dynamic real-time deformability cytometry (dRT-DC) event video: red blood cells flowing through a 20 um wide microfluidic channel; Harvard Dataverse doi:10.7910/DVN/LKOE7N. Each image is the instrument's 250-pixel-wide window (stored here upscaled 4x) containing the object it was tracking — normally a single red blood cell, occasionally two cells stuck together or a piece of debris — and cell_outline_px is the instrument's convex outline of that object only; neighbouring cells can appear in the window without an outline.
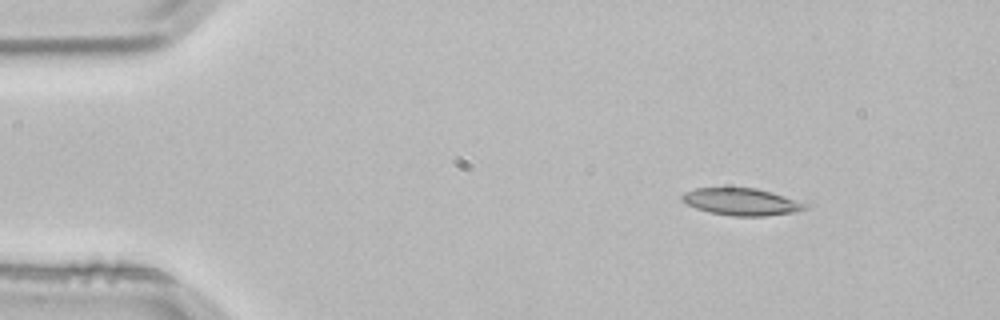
{"species": "common noctule bat (a hibernating species)", "species_latin": "Nyctalus noctula", "temperature_condition": "room temperature", "stored_images_in_passage": 3, "camera_frame_rate_fps": 3000, "um_per_image_px": 0.085, "animal": {"sex": "male", "body_mass_g": 21.5, "forearm_length_mm": 52.0}, "frame": {"image": 1, "passage_image": 1, "time_ms": 0.0, "image_size_px": [1000, 320], "cell_outline_px": [[808, 208], [796, 212], [764, 216], [732, 216], [708, 212], [696, 208], [680, 200], [680, 196], [684, 192], [696, 188], [756, 188], [772, 192], [808, 204]], "centroid_in_image_um": [63.01, 17.15], "position_along_channel_um": 22.0, "area_um2": 19.48}}
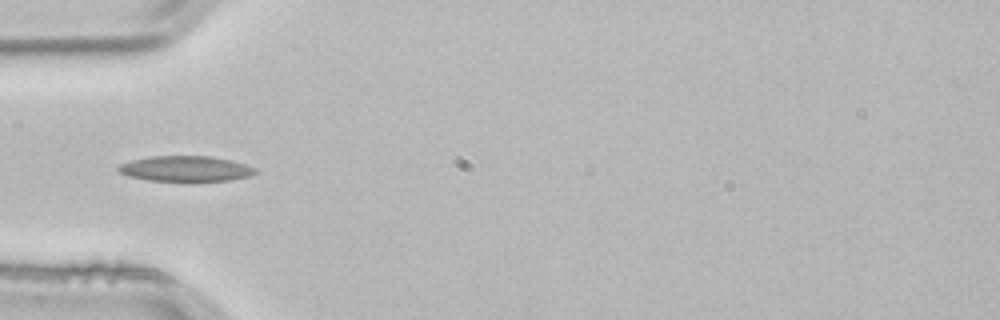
{"frame": {"image": 2, "passage_image": 3, "time_ms": 0.667, "image_size_px": [1000, 320], "cell_outline_px": [[260, 172], [248, 176], [232, 180], [148, 180], [128, 176], [120, 172], [116, 168], [120, 164], [132, 160], [152, 156], [208, 156], [228, 160], [244, 164], [256, 168]], "centroid_in_image_um": [15.77, 14.33], "position_along_channel_um": 69.2, "area_um2": 19.94}}